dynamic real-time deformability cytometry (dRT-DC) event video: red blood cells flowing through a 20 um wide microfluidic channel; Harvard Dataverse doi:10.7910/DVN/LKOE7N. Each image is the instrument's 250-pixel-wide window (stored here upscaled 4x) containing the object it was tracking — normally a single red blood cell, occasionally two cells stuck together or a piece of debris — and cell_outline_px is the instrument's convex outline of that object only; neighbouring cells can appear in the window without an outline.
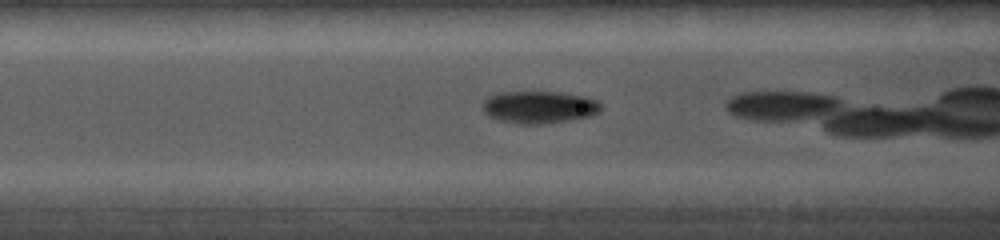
{"species": "common noctule bat (a hibernating species)", "species_latin": "Nyctalus noctula", "temperature_condition": "cold", "stored_images_in_passage": 7, "camera_frame_rate_fps": 5000, "um_per_image_px": 0.085, "animal": {"sex": "female", "body_mass_g": 19.0, "forearm_length_mm": 56.7}, "frame": {"image": 1, "passage_image": 3, "time_ms": 1.0, "image_size_px": [1000, 240], "cell_outline_px": [[600, 112], [592, 116], [572, 120], [544, 124], [520, 124], [500, 120], [488, 116], [484, 112], [484, 100], [488, 96], [496, 92], [560, 92], [584, 96], [596, 100], [600, 104]], "centroid_in_image_um": [45.84, 9.11], "position_along_channel_um": 120.8, "area_um2": 22.43}}
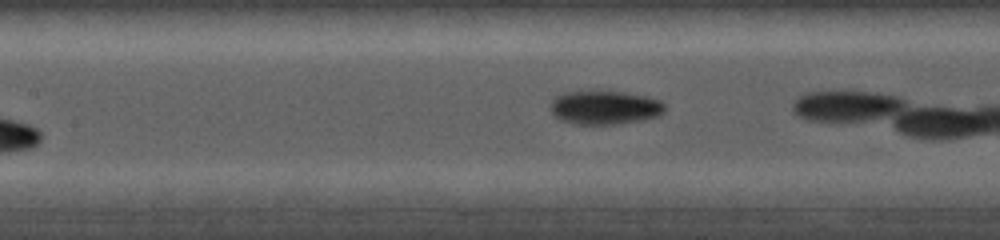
{"frame": {"image": 2, "passage_image": 5, "time_ms": 1.8, "image_size_px": [1000, 240], "cell_outline_px": [[664, 112], [656, 116], [640, 120], [612, 124], [572, 124], [560, 120], [552, 112], [552, 100], [556, 96], [564, 92], [624, 92], [648, 96], [660, 100], [664, 104]], "centroid_in_image_um": [51.4, 9.14], "position_along_channel_um": 156.0, "area_um2": 22.14}}